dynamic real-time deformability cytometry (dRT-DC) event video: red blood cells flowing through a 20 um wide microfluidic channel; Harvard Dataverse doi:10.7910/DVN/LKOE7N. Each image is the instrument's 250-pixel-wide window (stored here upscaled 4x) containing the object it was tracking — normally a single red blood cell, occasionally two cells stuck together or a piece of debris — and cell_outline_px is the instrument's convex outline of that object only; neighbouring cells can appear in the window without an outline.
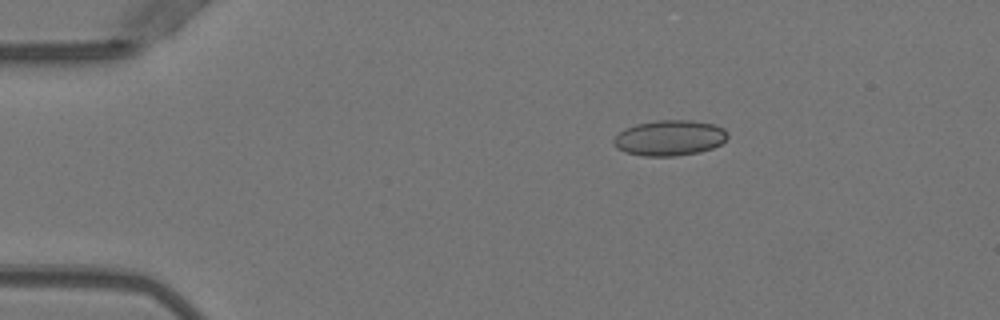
{"species": "Egyptian fruit bat (a non-hibernating species)", "species_latin": "Rousettus aegyptiacus", "temperature_condition": "warm", "stored_images_in_passage": 6, "camera_frame_rate_fps": 3000, "um_per_image_px": 0.085, "animal": {"sex": "female"}, "frame": {"image": 1, "passage_image": 2, "time_ms": 0.333, "image_size_px": [1000, 320], "cell_outline_px": [[728, 136], [720, 144], [712, 148], [700, 152], [676, 156], [644, 156], [624, 152], [616, 148], [612, 140], [624, 128], [636, 124], [656, 120], [692, 120], [716, 124], [724, 128], [728, 132]], "centroid_in_image_um": [56.92, 11.72], "position_along_channel_um": 28.1, "area_um2": 23.81}}
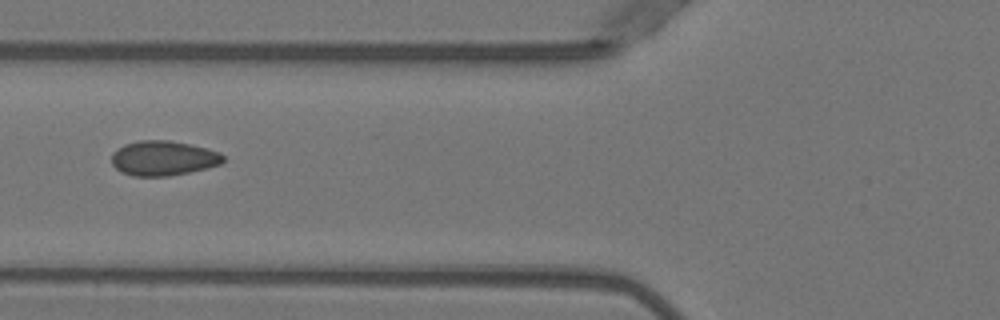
{"frame": {"image": 2, "passage_image": 5, "time_ms": 1.333, "image_size_px": [1000, 320], "cell_outline_px": [[224, 160], [220, 164], [208, 168], [168, 176], [132, 176], [120, 172], [112, 164], [112, 152], [124, 144], [140, 140], [168, 140], [208, 148], [220, 152], [224, 156]], "centroid_in_image_um": [13.87, 13.45], "position_along_channel_um": 111.9, "area_um2": 22.72}}
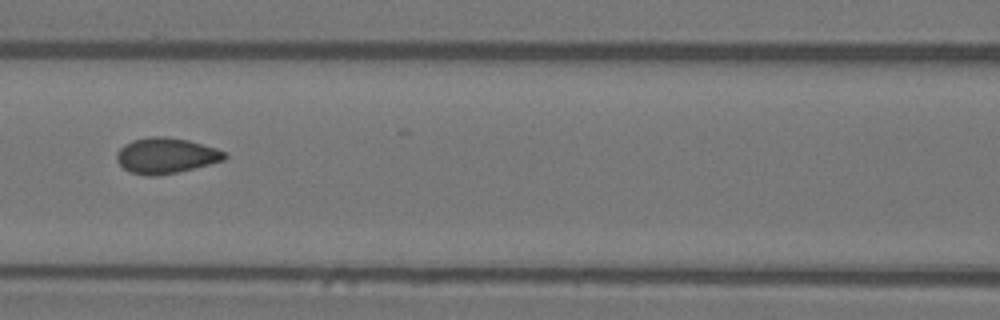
{"frame": {"image": 3, "passage_image": 6, "time_ms": 1.667, "image_size_px": [1000, 320], "cell_outline_px": [[228, 156], [224, 160], [176, 172], [156, 176], [148, 176], [132, 172], [124, 168], [116, 160], [116, 152], [124, 144], [132, 140], [152, 136], [164, 136], [188, 140], [216, 148], [224, 152]], "centroid_in_image_um": [14.08, 13.21], "position_along_channel_um": 152.5, "area_um2": 22.2}}